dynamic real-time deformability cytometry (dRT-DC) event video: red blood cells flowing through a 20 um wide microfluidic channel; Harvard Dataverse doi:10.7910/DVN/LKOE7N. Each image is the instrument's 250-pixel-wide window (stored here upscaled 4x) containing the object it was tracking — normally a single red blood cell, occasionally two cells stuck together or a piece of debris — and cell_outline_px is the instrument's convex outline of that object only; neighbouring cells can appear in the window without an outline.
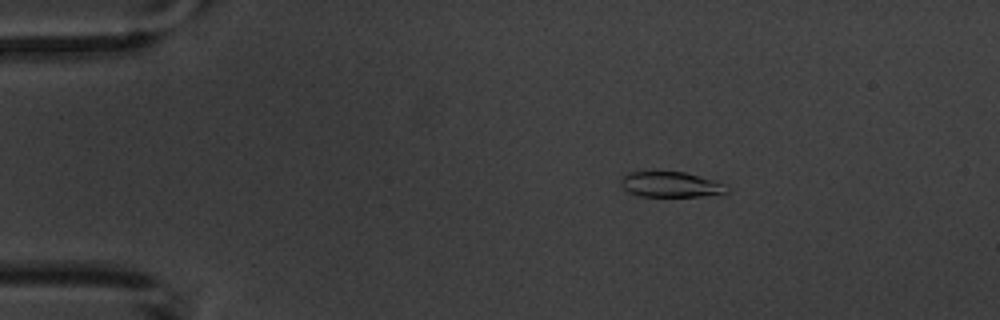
{"species": "common noctule bat (a hibernating species)", "species_latin": "Nyctalus noctula", "temperature_condition": "warm", "stored_images_in_passage": 3, "camera_frame_rate_fps": 3000, "um_per_image_px": 0.085, "animal": {"sex": "male", "body_mass_g": 20.1, "forearm_length_mm": 53.5}, "frame": {"image": 1, "passage_image": 2, "time_ms": 2.0, "image_size_px": [1000, 320], "cell_outline_px": [[732, 192], [700, 196], [640, 196], [628, 192], [620, 184], [620, 176], [628, 172], [684, 172], [712, 180], [724, 184]], "centroid_in_image_um": [56.97, 15.68], "position_along_channel_um": 28.0, "area_um2": 15.61}}